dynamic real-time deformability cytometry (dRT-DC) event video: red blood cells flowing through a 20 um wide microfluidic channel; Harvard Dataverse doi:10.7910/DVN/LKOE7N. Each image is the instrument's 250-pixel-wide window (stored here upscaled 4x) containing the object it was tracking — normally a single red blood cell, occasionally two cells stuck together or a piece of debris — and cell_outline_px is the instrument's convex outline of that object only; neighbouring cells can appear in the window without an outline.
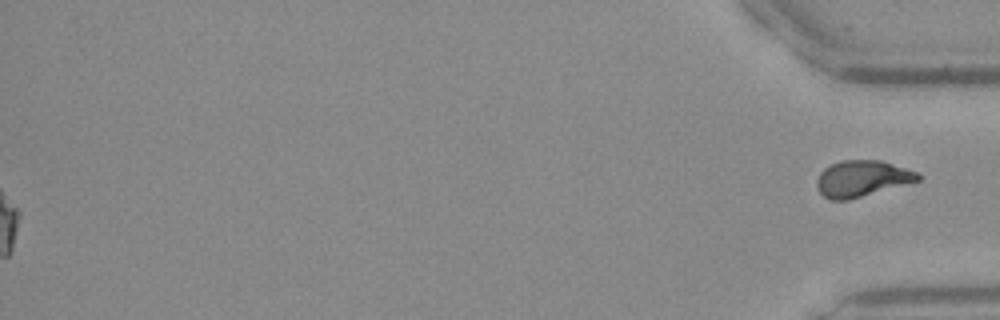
{"species": "Egyptian fruit bat (a non-hibernating species)", "species_latin": "Rousettus aegyptiacus", "temperature_condition": "warm", "stored_images_in_passage": 46, "segment_of_instrument_passage": [2, 2], "camera_frame_rate_fps": 3000, "um_per_image_px": 0.085, "frame": {"image": 1, "passage_image": 46, "time_ms": 15.0, "image_size_px": [1000, 320], "cell_outline_px": [[920, 180], [848, 200], [832, 200], [824, 196], [820, 192], [816, 184], [816, 180], [820, 172], [824, 168], [840, 160], [880, 160], [920, 172]], "centroid_in_image_um": [73.27, 15.17], "position_along_channel_um": 361.9, "area_um2": 21.27}}